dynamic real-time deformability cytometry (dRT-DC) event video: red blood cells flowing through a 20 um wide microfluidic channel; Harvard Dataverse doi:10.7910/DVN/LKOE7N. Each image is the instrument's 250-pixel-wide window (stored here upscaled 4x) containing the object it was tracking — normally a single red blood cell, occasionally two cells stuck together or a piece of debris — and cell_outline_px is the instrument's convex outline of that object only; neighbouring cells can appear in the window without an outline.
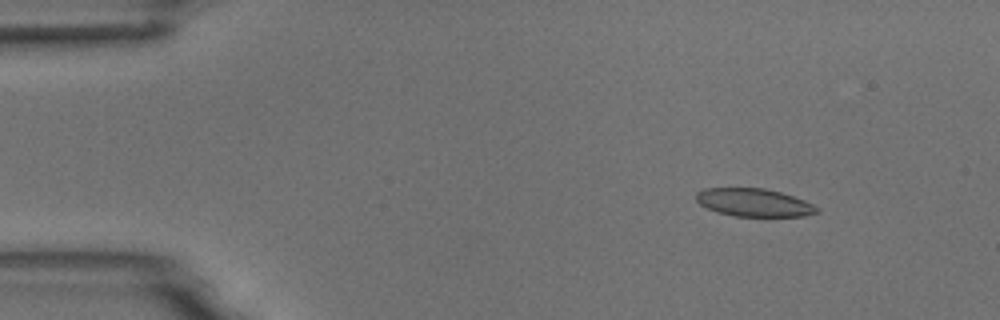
{"species": "common noctule bat (a hibernating species)", "species_latin": "Nyctalus noctula", "temperature_condition": "room temperature", "stored_images_in_passage": 7, "camera_frame_rate_fps": 3000, "um_per_image_px": 0.085, "animal": {"sex": "male", "body_mass_g": 18.8}, "frame": {"image": 1, "passage_image": 2, "time_ms": 1.333, "image_size_px": [1000, 320], "cell_outline_px": [[820, 212], [804, 216], [732, 216], [716, 212], [700, 204], [696, 200], [696, 192], [704, 188], [764, 188], [780, 192], [804, 200], [820, 208]], "centroid_in_image_um": [64.08, 17.22], "position_along_channel_um": 20.9, "area_um2": 19.71}}